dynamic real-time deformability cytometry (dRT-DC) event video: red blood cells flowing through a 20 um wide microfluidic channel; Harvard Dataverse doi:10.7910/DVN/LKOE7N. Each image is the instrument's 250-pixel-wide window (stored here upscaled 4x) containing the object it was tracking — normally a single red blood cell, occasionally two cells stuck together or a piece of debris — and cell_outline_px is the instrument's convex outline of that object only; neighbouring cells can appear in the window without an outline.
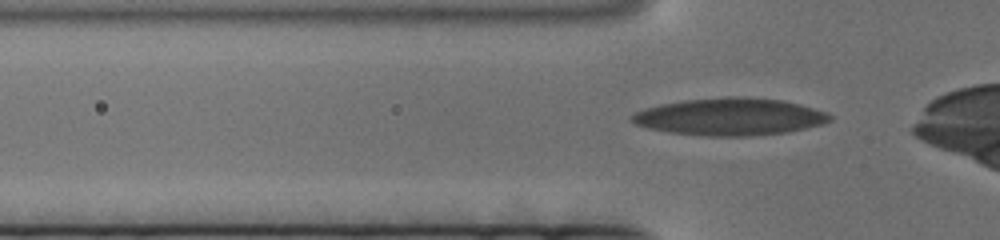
{"species": "human", "species_latin": "Homo sapiens", "temperature_condition": "cold", "stored_images_in_passage": 105, "camera_frame_rate_fps": 3000, "um_per_image_px": 0.085, "donor": {"sex": "female"}, "frame": {"image": 1, "passage_image": 6, "time_ms": 1.667, "image_size_px": [1000, 240], "cell_outline_px": [[832, 120], [824, 124], [788, 132], [748, 136], [708, 136], [668, 132], [648, 128], [636, 124], [628, 120], [628, 116], [644, 108], [660, 104], [684, 100], [728, 96], [744, 96], [784, 100], [800, 104], [828, 112], [832, 116]], "centroid_in_image_um": [62.05, 9.91], "position_along_channel_um": 63.8, "area_um2": 43.47}}
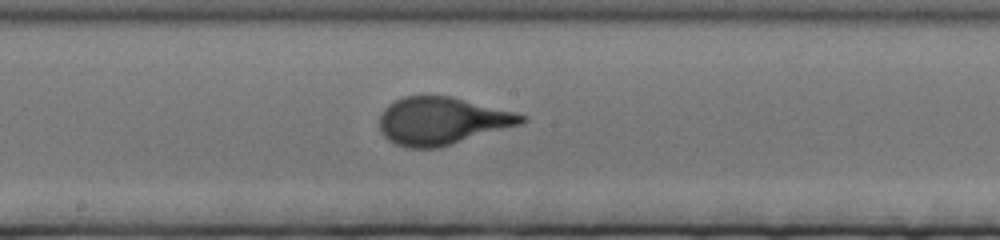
{"frame": {"image": 2, "passage_image": 45, "time_ms": 14.667, "image_size_px": [1000, 240], "cell_outline_px": [[528, 120], [520, 124], [436, 148], [404, 148], [388, 140], [380, 132], [380, 116], [384, 108], [388, 104], [404, 96], [424, 92], [452, 96], [516, 112], [528, 116]], "centroid_in_image_um": [37.52, 10.23], "position_along_channel_um": 210.7, "area_um2": 39.88}}
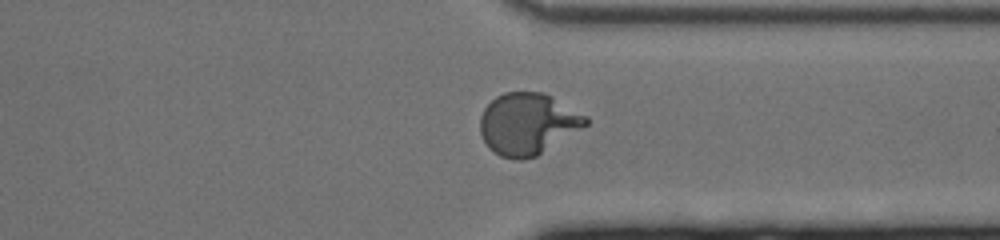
{"frame": {"image": 3, "passage_image": 86, "time_ms": 28.333, "image_size_px": [1000, 240], "cell_outline_px": [[588, 124], [536, 156], [524, 160], [516, 160], [500, 156], [488, 148], [480, 132], [480, 116], [484, 108], [496, 96], [504, 92], [540, 92], [552, 96], [588, 116]], "centroid_in_image_um": [44.84, 10.52], "position_along_channel_um": 366.6, "area_um2": 37.92}}